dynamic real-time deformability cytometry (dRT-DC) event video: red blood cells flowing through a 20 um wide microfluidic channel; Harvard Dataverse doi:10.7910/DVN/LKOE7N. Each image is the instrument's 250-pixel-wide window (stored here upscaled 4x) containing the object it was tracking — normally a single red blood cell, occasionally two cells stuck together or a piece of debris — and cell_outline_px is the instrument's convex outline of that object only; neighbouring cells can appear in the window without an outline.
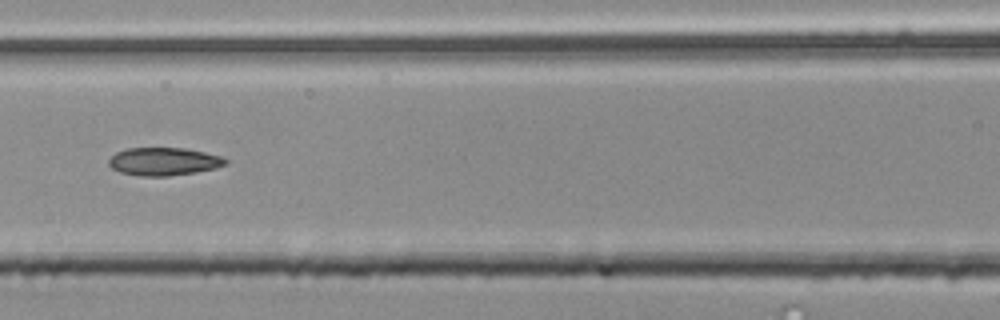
{"species": "common noctule bat (a hibernating species)", "species_latin": "Nyctalus noctula", "temperature_condition": "room temperature", "stored_images_in_passage": 19, "camera_frame_rate_fps": 3000, "um_per_image_px": 0.085, "animal": {"sex": "male", "body_mass_g": 20.4}, "frame": {"image": 1, "passage_image": 9, "time_ms": 2.667, "image_size_px": [1000, 320], "cell_outline_px": [[228, 164], [216, 168], [196, 172], [168, 176], [140, 176], [120, 172], [112, 168], [108, 164], [108, 160], [116, 152], [128, 148], [184, 148], [204, 152], [220, 156], [228, 160]], "centroid_in_image_um": [13.93, 13.73], "position_along_channel_um": 152.7, "area_um2": 19.02}}